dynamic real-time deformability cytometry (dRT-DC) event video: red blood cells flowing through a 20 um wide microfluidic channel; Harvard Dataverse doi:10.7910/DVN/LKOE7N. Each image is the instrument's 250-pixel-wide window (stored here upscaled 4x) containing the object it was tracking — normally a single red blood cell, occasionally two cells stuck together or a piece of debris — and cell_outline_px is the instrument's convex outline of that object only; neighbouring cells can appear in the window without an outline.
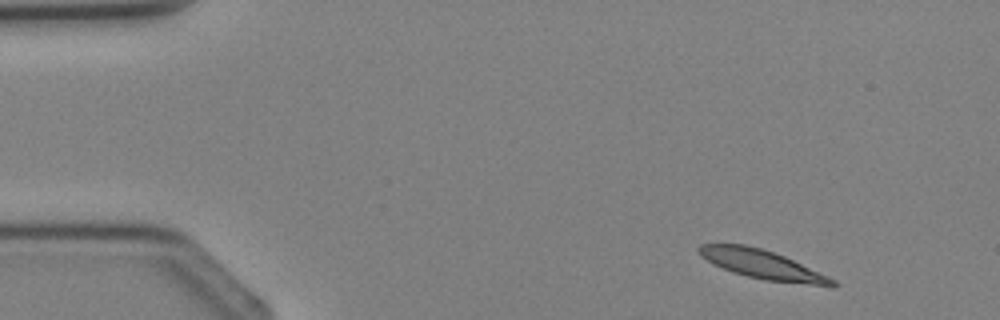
{"species": "Egyptian fruit bat (a non-hibernating species)", "species_latin": "Rousettus aegyptiacus", "temperature_condition": "cold", "stored_images_in_passage": 2, "camera_frame_rate_fps": 3000, "um_per_image_px": 0.085, "animal": {"sex": "female"}, "frame": {"image": 1, "passage_image": 1, "time_ms": 0.0, "image_size_px": [1000, 320], "cell_outline_px": [[840, 284], [836, 288], [832, 288], [764, 280], [732, 272], [700, 256], [696, 248], [700, 244], [744, 244], [760, 248], [784, 256], [828, 276], [836, 280]], "centroid_in_image_um": [64.9, 22.52], "position_along_channel_um": 20.1, "area_um2": 22.66}}